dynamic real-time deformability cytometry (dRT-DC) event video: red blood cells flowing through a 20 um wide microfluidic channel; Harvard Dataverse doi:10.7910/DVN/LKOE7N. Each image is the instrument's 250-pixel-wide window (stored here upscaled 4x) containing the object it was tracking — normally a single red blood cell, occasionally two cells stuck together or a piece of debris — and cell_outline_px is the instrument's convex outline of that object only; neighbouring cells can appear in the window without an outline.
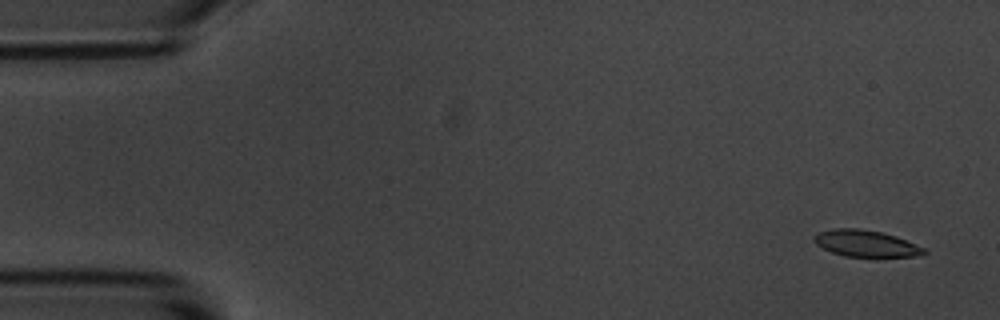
{"species": "common noctule bat (a hibernating species)", "species_latin": "Nyctalus noctula", "temperature_condition": "room temperature", "stored_images_in_passage": 4, "camera_frame_rate_fps": 3000, "um_per_image_px": 0.085, "animal": {"sex": "male", "body_mass_g": 20.1, "forearm_length_mm": 53.5}, "frame": {"image": 1, "passage_image": 1, "time_ms": 0.0, "image_size_px": [1000, 320], "cell_outline_px": [[928, 252], [916, 256], [876, 260], [844, 256], [832, 252], [816, 244], [812, 240], [812, 236], [820, 232], [832, 228], [860, 228], [880, 232], [896, 236], [928, 248]], "centroid_in_image_um": [73.67, 20.75], "position_along_channel_um": 11.3, "area_um2": 18.09}}
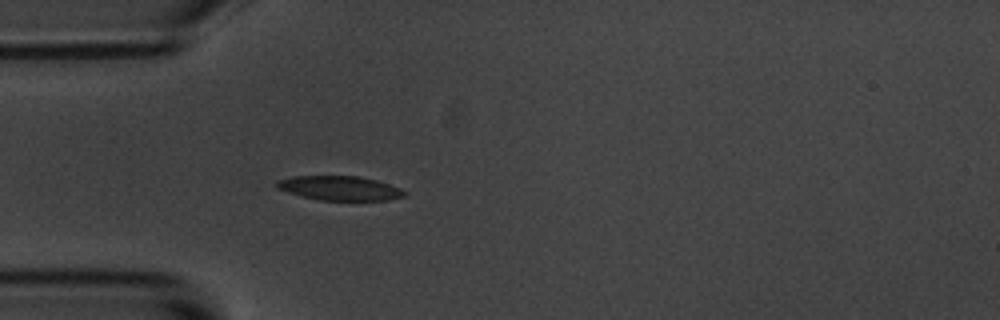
{"frame": {"image": 2, "passage_image": 4, "time_ms": 1.0, "image_size_px": [1000, 320], "cell_outline_px": [[408, 192], [404, 196], [388, 200], [320, 200], [288, 192], [276, 188], [276, 180], [292, 176], [356, 176], [376, 180], [400, 188]], "centroid_in_image_um": [28.87, 15.99], "position_along_channel_um": 56.1, "area_um2": 17.98}}